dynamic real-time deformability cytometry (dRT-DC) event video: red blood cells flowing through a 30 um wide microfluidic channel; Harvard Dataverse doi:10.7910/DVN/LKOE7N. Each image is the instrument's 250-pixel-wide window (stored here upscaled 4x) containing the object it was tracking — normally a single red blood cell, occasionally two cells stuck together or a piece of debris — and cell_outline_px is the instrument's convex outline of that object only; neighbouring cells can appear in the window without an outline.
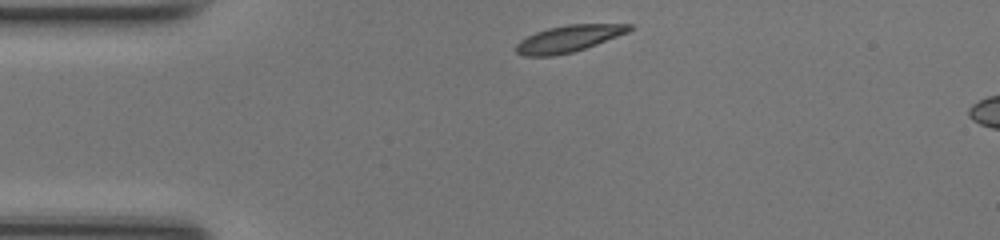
{"species": "common noctule bat (a hibernating species)", "species_latin": "Nyctalus noctula", "temperature_condition": "room temperature", "stored_images_in_passage": 6, "camera_frame_rate_fps": 3000, "um_per_image_px": 0.085, "animal": {"sex": "female", "body_mass_g": 17.0, "forearm_length_mm": 48.0}, "frame": {"image": 1, "passage_image": 1, "time_ms": 0.0, "image_size_px": [1000, 240], "cell_outline_px": [[636, 28], [628, 32], [596, 44], [572, 52], [552, 56], [524, 56], [516, 52], [516, 44], [520, 40], [536, 32], [548, 28], [568, 24], [632, 24]], "centroid_in_image_um": [48.34, 3.28], "position_along_channel_um": 36.7, "area_um2": 17.51}}